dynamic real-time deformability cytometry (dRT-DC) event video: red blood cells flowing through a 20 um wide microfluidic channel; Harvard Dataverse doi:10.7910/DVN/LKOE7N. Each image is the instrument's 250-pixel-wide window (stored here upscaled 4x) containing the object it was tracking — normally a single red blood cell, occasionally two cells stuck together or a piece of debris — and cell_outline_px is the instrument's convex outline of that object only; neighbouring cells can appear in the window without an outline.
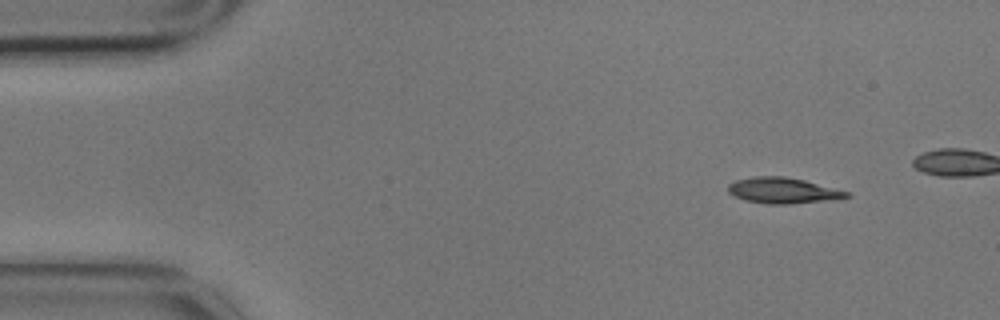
{"species": "common noctule bat (a hibernating species)", "species_latin": "Nyctalus noctula", "temperature_condition": "cold", "stored_images_in_passage": 6, "camera_frame_rate_fps": 3000, "um_per_image_px": 0.085, "animal": {"sex": "male", "body_mass_g": 17.9}, "frame": {"image": 1, "passage_image": 1, "time_ms": 0.0, "image_size_px": [1000, 320], "cell_outline_px": [[852, 196], [836, 200], [788, 204], [768, 204], [744, 200], [728, 192], [728, 184], [736, 180], [756, 176], [784, 176], [804, 180], [848, 192]], "centroid_in_image_um": [66.57, 16.2], "position_along_channel_um": 18.4, "area_um2": 17.8}}